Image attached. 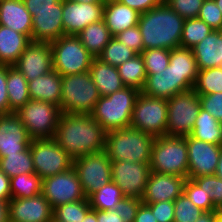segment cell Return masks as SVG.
<instances>
[{
	"mask_svg": "<svg viewBox=\"0 0 222 222\" xmlns=\"http://www.w3.org/2000/svg\"><path fill=\"white\" fill-rule=\"evenodd\" d=\"M73 168L87 198L112 181L111 161L105 151L73 159Z\"/></svg>",
	"mask_w": 222,
	"mask_h": 222,
	"instance_id": "7c38bea8",
	"label": "cell"
},
{
	"mask_svg": "<svg viewBox=\"0 0 222 222\" xmlns=\"http://www.w3.org/2000/svg\"><path fill=\"white\" fill-rule=\"evenodd\" d=\"M157 222H174V201H160L146 204Z\"/></svg>",
	"mask_w": 222,
	"mask_h": 222,
	"instance_id": "f907efd6",
	"label": "cell"
},
{
	"mask_svg": "<svg viewBox=\"0 0 222 222\" xmlns=\"http://www.w3.org/2000/svg\"><path fill=\"white\" fill-rule=\"evenodd\" d=\"M123 84L126 87H134L142 90L146 82L145 64L141 54L125 61L117 67Z\"/></svg>",
	"mask_w": 222,
	"mask_h": 222,
	"instance_id": "836d02e7",
	"label": "cell"
},
{
	"mask_svg": "<svg viewBox=\"0 0 222 222\" xmlns=\"http://www.w3.org/2000/svg\"><path fill=\"white\" fill-rule=\"evenodd\" d=\"M185 180V177L151 171L141 199L142 203L174 201L183 193Z\"/></svg>",
	"mask_w": 222,
	"mask_h": 222,
	"instance_id": "7402d4cb",
	"label": "cell"
},
{
	"mask_svg": "<svg viewBox=\"0 0 222 222\" xmlns=\"http://www.w3.org/2000/svg\"><path fill=\"white\" fill-rule=\"evenodd\" d=\"M11 198H30L42 193V179L36 173L10 178Z\"/></svg>",
	"mask_w": 222,
	"mask_h": 222,
	"instance_id": "e575fe53",
	"label": "cell"
},
{
	"mask_svg": "<svg viewBox=\"0 0 222 222\" xmlns=\"http://www.w3.org/2000/svg\"><path fill=\"white\" fill-rule=\"evenodd\" d=\"M10 199V178L0 170V201H9Z\"/></svg>",
	"mask_w": 222,
	"mask_h": 222,
	"instance_id": "11a10c76",
	"label": "cell"
},
{
	"mask_svg": "<svg viewBox=\"0 0 222 222\" xmlns=\"http://www.w3.org/2000/svg\"><path fill=\"white\" fill-rule=\"evenodd\" d=\"M90 209L88 198L69 202L53 208V220L56 222H82Z\"/></svg>",
	"mask_w": 222,
	"mask_h": 222,
	"instance_id": "f35d334b",
	"label": "cell"
},
{
	"mask_svg": "<svg viewBox=\"0 0 222 222\" xmlns=\"http://www.w3.org/2000/svg\"><path fill=\"white\" fill-rule=\"evenodd\" d=\"M0 170L9 178L20 174L35 173L30 147L22 152L0 157Z\"/></svg>",
	"mask_w": 222,
	"mask_h": 222,
	"instance_id": "1f68e13d",
	"label": "cell"
},
{
	"mask_svg": "<svg viewBox=\"0 0 222 222\" xmlns=\"http://www.w3.org/2000/svg\"><path fill=\"white\" fill-rule=\"evenodd\" d=\"M52 219L53 208L42 194L8 201L9 222H50Z\"/></svg>",
	"mask_w": 222,
	"mask_h": 222,
	"instance_id": "d6986e66",
	"label": "cell"
},
{
	"mask_svg": "<svg viewBox=\"0 0 222 222\" xmlns=\"http://www.w3.org/2000/svg\"><path fill=\"white\" fill-rule=\"evenodd\" d=\"M141 204V199L124 197L114 210L124 222H134L135 216Z\"/></svg>",
	"mask_w": 222,
	"mask_h": 222,
	"instance_id": "c3c4849f",
	"label": "cell"
},
{
	"mask_svg": "<svg viewBox=\"0 0 222 222\" xmlns=\"http://www.w3.org/2000/svg\"><path fill=\"white\" fill-rule=\"evenodd\" d=\"M172 10L182 18H198L200 8L205 0H163Z\"/></svg>",
	"mask_w": 222,
	"mask_h": 222,
	"instance_id": "f6af8a7d",
	"label": "cell"
},
{
	"mask_svg": "<svg viewBox=\"0 0 222 222\" xmlns=\"http://www.w3.org/2000/svg\"><path fill=\"white\" fill-rule=\"evenodd\" d=\"M76 36L94 58L101 55L105 46L113 38L103 19L89 24Z\"/></svg>",
	"mask_w": 222,
	"mask_h": 222,
	"instance_id": "f1b7e54d",
	"label": "cell"
},
{
	"mask_svg": "<svg viewBox=\"0 0 222 222\" xmlns=\"http://www.w3.org/2000/svg\"><path fill=\"white\" fill-rule=\"evenodd\" d=\"M100 97L90 72L62 76V113L91 114Z\"/></svg>",
	"mask_w": 222,
	"mask_h": 222,
	"instance_id": "8992f818",
	"label": "cell"
},
{
	"mask_svg": "<svg viewBox=\"0 0 222 222\" xmlns=\"http://www.w3.org/2000/svg\"><path fill=\"white\" fill-rule=\"evenodd\" d=\"M89 72L101 96H108L125 87L117 67L103 63L98 58L92 60Z\"/></svg>",
	"mask_w": 222,
	"mask_h": 222,
	"instance_id": "83f0119b",
	"label": "cell"
},
{
	"mask_svg": "<svg viewBox=\"0 0 222 222\" xmlns=\"http://www.w3.org/2000/svg\"><path fill=\"white\" fill-rule=\"evenodd\" d=\"M31 42L27 35L0 25V65L13 66Z\"/></svg>",
	"mask_w": 222,
	"mask_h": 222,
	"instance_id": "4316f807",
	"label": "cell"
},
{
	"mask_svg": "<svg viewBox=\"0 0 222 222\" xmlns=\"http://www.w3.org/2000/svg\"><path fill=\"white\" fill-rule=\"evenodd\" d=\"M138 55L134 50L119 42L113 37L103 49V52L98 57L103 63L118 67L125 61L130 60Z\"/></svg>",
	"mask_w": 222,
	"mask_h": 222,
	"instance_id": "ab89813d",
	"label": "cell"
},
{
	"mask_svg": "<svg viewBox=\"0 0 222 222\" xmlns=\"http://www.w3.org/2000/svg\"><path fill=\"white\" fill-rule=\"evenodd\" d=\"M74 2H85V3H105V0H70Z\"/></svg>",
	"mask_w": 222,
	"mask_h": 222,
	"instance_id": "be15d7a7",
	"label": "cell"
},
{
	"mask_svg": "<svg viewBox=\"0 0 222 222\" xmlns=\"http://www.w3.org/2000/svg\"><path fill=\"white\" fill-rule=\"evenodd\" d=\"M198 18L214 30L222 29V12L214 0H205Z\"/></svg>",
	"mask_w": 222,
	"mask_h": 222,
	"instance_id": "bcb514c9",
	"label": "cell"
},
{
	"mask_svg": "<svg viewBox=\"0 0 222 222\" xmlns=\"http://www.w3.org/2000/svg\"><path fill=\"white\" fill-rule=\"evenodd\" d=\"M190 136L201 141L222 146V123H219L208 111L200 108Z\"/></svg>",
	"mask_w": 222,
	"mask_h": 222,
	"instance_id": "4dcf8cb0",
	"label": "cell"
},
{
	"mask_svg": "<svg viewBox=\"0 0 222 222\" xmlns=\"http://www.w3.org/2000/svg\"><path fill=\"white\" fill-rule=\"evenodd\" d=\"M134 222H157L151 209L146 204H141Z\"/></svg>",
	"mask_w": 222,
	"mask_h": 222,
	"instance_id": "9f6ffc18",
	"label": "cell"
},
{
	"mask_svg": "<svg viewBox=\"0 0 222 222\" xmlns=\"http://www.w3.org/2000/svg\"><path fill=\"white\" fill-rule=\"evenodd\" d=\"M63 0L56 3V9L31 10L32 42H52L64 35L62 22Z\"/></svg>",
	"mask_w": 222,
	"mask_h": 222,
	"instance_id": "ffe728a7",
	"label": "cell"
},
{
	"mask_svg": "<svg viewBox=\"0 0 222 222\" xmlns=\"http://www.w3.org/2000/svg\"><path fill=\"white\" fill-rule=\"evenodd\" d=\"M27 81L53 70V52L50 42H31L13 65Z\"/></svg>",
	"mask_w": 222,
	"mask_h": 222,
	"instance_id": "2e32d148",
	"label": "cell"
},
{
	"mask_svg": "<svg viewBox=\"0 0 222 222\" xmlns=\"http://www.w3.org/2000/svg\"><path fill=\"white\" fill-rule=\"evenodd\" d=\"M150 169L152 172L171 174L187 179L188 148L185 137H155L151 148Z\"/></svg>",
	"mask_w": 222,
	"mask_h": 222,
	"instance_id": "5b68a950",
	"label": "cell"
},
{
	"mask_svg": "<svg viewBox=\"0 0 222 222\" xmlns=\"http://www.w3.org/2000/svg\"><path fill=\"white\" fill-rule=\"evenodd\" d=\"M62 76L55 70L28 81L29 95L33 100L50 102L60 106Z\"/></svg>",
	"mask_w": 222,
	"mask_h": 222,
	"instance_id": "484cf974",
	"label": "cell"
},
{
	"mask_svg": "<svg viewBox=\"0 0 222 222\" xmlns=\"http://www.w3.org/2000/svg\"><path fill=\"white\" fill-rule=\"evenodd\" d=\"M114 37L137 54H141L144 51L142 35L138 25L130 27Z\"/></svg>",
	"mask_w": 222,
	"mask_h": 222,
	"instance_id": "7dc6e473",
	"label": "cell"
},
{
	"mask_svg": "<svg viewBox=\"0 0 222 222\" xmlns=\"http://www.w3.org/2000/svg\"><path fill=\"white\" fill-rule=\"evenodd\" d=\"M26 9L30 12L31 10H45V9H56V3L59 0H23Z\"/></svg>",
	"mask_w": 222,
	"mask_h": 222,
	"instance_id": "db71d44e",
	"label": "cell"
},
{
	"mask_svg": "<svg viewBox=\"0 0 222 222\" xmlns=\"http://www.w3.org/2000/svg\"><path fill=\"white\" fill-rule=\"evenodd\" d=\"M201 108L213 115L219 123H222V92L199 95Z\"/></svg>",
	"mask_w": 222,
	"mask_h": 222,
	"instance_id": "681fc988",
	"label": "cell"
},
{
	"mask_svg": "<svg viewBox=\"0 0 222 222\" xmlns=\"http://www.w3.org/2000/svg\"><path fill=\"white\" fill-rule=\"evenodd\" d=\"M216 222H222V213L217 217Z\"/></svg>",
	"mask_w": 222,
	"mask_h": 222,
	"instance_id": "03108f58",
	"label": "cell"
},
{
	"mask_svg": "<svg viewBox=\"0 0 222 222\" xmlns=\"http://www.w3.org/2000/svg\"><path fill=\"white\" fill-rule=\"evenodd\" d=\"M167 99L139 94L132 111L130 127L154 137L166 135Z\"/></svg>",
	"mask_w": 222,
	"mask_h": 222,
	"instance_id": "30bf717a",
	"label": "cell"
},
{
	"mask_svg": "<svg viewBox=\"0 0 222 222\" xmlns=\"http://www.w3.org/2000/svg\"><path fill=\"white\" fill-rule=\"evenodd\" d=\"M183 193L191 200V202L200 208L204 212L218 211L213 202L211 201L209 194L193 180L187 178L183 186Z\"/></svg>",
	"mask_w": 222,
	"mask_h": 222,
	"instance_id": "b9f144b4",
	"label": "cell"
},
{
	"mask_svg": "<svg viewBox=\"0 0 222 222\" xmlns=\"http://www.w3.org/2000/svg\"><path fill=\"white\" fill-rule=\"evenodd\" d=\"M140 13L118 0H105L103 20L114 37L124 30L138 25Z\"/></svg>",
	"mask_w": 222,
	"mask_h": 222,
	"instance_id": "cb8c5ba5",
	"label": "cell"
},
{
	"mask_svg": "<svg viewBox=\"0 0 222 222\" xmlns=\"http://www.w3.org/2000/svg\"><path fill=\"white\" fill-rule=\"evenodd\" d=\"M50 44L53 52V70L61 76L90 71L94 57L76 35H63Z\"/></svg>",
	"mask_w": 222,
	"mask_h": 222,
	"instance_id": "52a82bcc",
	"label": "cell"
},
{
	"mask_svg": "<svg viewBox=\"0 0 222 222\" xmlns=\"http://www.w3.org/2000/svg\"><path fill=\"white\" fill-rule=\"evenodd\" d=\"M141 56L145 64L146 74H156V71H163L168 67L170 50L162 48L144 49Z\"/></svg>",
	"mask_w": 222,
	"mask_h": 222,
	"instance_id": "60d3db41",
	"label": "cell"
},
{
	"mask_svg": "<svg viewBox=\"0 0 222 222\" xmlns=\"http://www.w3.org/2000/svg\"><path fill=\"white\" fill-rule=\"evenodd\" d=\"M7 65H0V114H9V102L7 93Z\"/></svg>",
	"mask_w": 222,
	"mask_h": 222,
	"instance_id": "816d5d0a",
	"label": "cell"
},
{
	"mask_svg": "<svg viewBox=\"0 0 222 222\" xmlns=\"http://www.w3.org/2000/svg\"><path fill=\"white\" fill-rule=\"evenodd\" d=\"M191 49L198 70L222 67V35L220 30H213Z\"/></svg>",
	"mask_w": 222,
	"mask_h": 222,
	"instance_id": "d4e9b609",
	"label": "cell"
},
{
	"mask_svg": "<svg viewBox=\"0 0 222 222\" xmlns=\"http://www.w3.org/2000/svg\"><path fill=\"white\" fill-rule=\"evenodd\" d=\"M141 93L134 87H124L108 96H101L91 116L107 132L130 127L132 111Z\"/></svg>",
	"mask_w": 222,
	"mask_h": 222,
	"instance_id": "277c9868",
	"label": "cell"
},
{
	"mask_svg": "<svg viewBox=\"0 0 222 222\" xmlns=\"http://www.w3.org/2000/svg\"><path fill=\"white\" fill-rule=\"evenodd\" d=\"M107 131L91 114L62 113L54 139L73 159L105 151Z\"/></svg>",
	"mask_w": 222,
	"mask_h": 222,
	"instance_id": "6da1fadb",
	"label": "cell"
},
{
	"mask_svg": "<svg viewBox=\"0 0 222 222\" xmlns=\"http://www.w3.org/2000/svg\"><path fill=\"white\" fill-rule=\"evenodd\" d=\"M7 93L9 114L19 110L31 98L29 95L28 81L15 67L7 65Z\"/></svg>",
	"mask_w": 222,
	"mask_h": 222,
	"instance_id": "f546056e",
	"label": "cell"
},
{
	"mask_svg": "<svg viewBox=\"0 0 222 222\" xmlns=\"http://www.w3.org/2000/svg\"><path fill=\"white\" fill-rule=\"evenodd\" d=\"M221 213L220 211L203 212L196 222H216Z\"/></svg>",
	"mask_w": 222,
	"mask_h": 222,
	"instance_id": "680465c9",
	"label": "cell"
},
{
	"mask_svg": "<svg viewBox=\"0 0 222 222\" xmlns=\"http://www.w3.org/2000/svg\"><path fill=\"white\" fill-rule=\"evenodd\" d=\"M121 4L129 6L140 14L160 5L163 0H118Z\"/></svg>",
	"mask_w": 222,
	"mask_h": 222,
	"instance_id": "f5cc1de1",
	"label": "cell"
},
{
	"mask_svg": "<svg viewBox=\"0 0 222 222\" xmlns=\"http://www.w3.org/2000/svg\"><path fill=\"white\" fill-rule=\"evenodd\" d=\"M215 175H217L219 178L222 179V148H221V153H220V157H219V161L217 164V169H216Z\"/></svg>",
	"mask_w": 222,
	"mask_h": 222,
	"instance_id": "6125c7cd",
	"label": "cell"
},
{
	"mask_svg": "<svg viewBox=\"0 0 222 222\" xmlns=\"http://www.w3.org/2000/svg\"><path fill=\"white\" fill-rule=\"evenodd\" d=\"M82 222H97V210L90 209Z\"/></svg>",
	"mask_w": 222,
	"mask_h": 222,
	"instance_id": "94428289",
	"label": "cell"
},
{
	"mask_svg": "<svg viewBox=\"0 0 222 222\" xmlns=\"http://www.w3.org/2000/svg\"><path fill=\"white\" fill-rule=\"evenodd\" d=\"M124 197L117 184L111 181L92 193L88 199L92 209L108 211L114 210Z\"/></svg>",
	"mask_w": 222,
	"mask_h": 222,
	"instance_id": "d590c367",
	"label": "cell"
},
{
	"mask_svg": "<svg viewBox=\"0 0 222 222\" xmlns=\"http://www.w3.org/2000/svg\"><path fill=\"white\" fill-rule=\"evenodd\" d=\"M191 89L193 86L184 76L168 65L163 71H156V74L147 75L141 92L149 97L168 100L176 94Z\"/></svg>",
	"mask_w": 222,
	"mask_h": 222,
	"instance_id": "ac0fdd59",
	"label": "cell"
},
{
	"mask_svg": "<svg viewBox=\"0 0 222 222\" xmlns=\"http://www.w3.org/2000/svg\"><path fill=\"white\" fill-rule=\"evenodd\" d=\"M0 25L25 34L31 39L32 15L23 0H0Z\"/></svg>",
	"mask_w": 222,
	"mask_h": 222,
	"instance_id": "603a6c76",
	"label": "cell"
},
{
	"mask_svg": "<svg viewBox=\"0 0 222 222\" xmlns=\"http://www.w3.org/2000/svg\"><path fill=\"white\" fill-rule=\"evenodd\" d=\"M52 208L86 199L74 168L42 180V193Z\"/></svg>",
	"mask_w": 222,
	"mask_h": 222,
	"instance_id": "4fadbf2b",
	"label": "cell"
},
{
	"mask_svg": "<svg viewBox=\"0 0 222 222\" xmlns=\"http://www.w3.org/2000/svg\"><path fill=\"white\" fill-rule=\"evenodd\" d=\"M29 147L35 173L42 180L73 167V158L54 138L32 139Z\"/></svg>",
	"mask_w": 222,
	"mask_h": 222,
	"instance_id": "8fae6325",
	"label": "cell"
},
{
	"mask_svg": "<svg viewBox=\"0 0 222 222\" xmlns=\"http://www.w3.org/2000/svg\"><path fill=\"white\" fill-rule=\"evenodd\" d=\"M169 65L194 86L199 70L192 49L179 47L170 50Z\"/></svg>",
	"mask_w": 222,
	"mask_h": 222,
	"instance_id": "d6a6232c",
	"label": "cell"
},
{
	"mask_svg": "<svg viewBox=\"0 0 222 222\" xmlns=\"http://www.w3.org/2000/svg\"><path fill=\"white\" fill-rule=\"evenodd\" d=\"M31 141L32 138L15 112L1 115L0 157L24 151L30 146Z\"/></svg>",
	"mask_w": 222,
	"mask_h": 222,
	"instance_id": "44dd1931",
	"label": "cell"
},
{
	"mask_svg": "<svg viewBox=\"0 0 222 222\" xmlns=\"http://www.w3.org/2000/svg\"><path fill=\"white\" fill-rule=\"evenodd\" d=\"M193 180L206 192L209 194L214 207L222 212V179L217 175H203Z\"/></svg>",
	"mask_w": 222,
	"mask_h": 222,
	"instance_id": "ee69618b",
	"label": "cell"
},
{
	"mask_svg": "<svg viewBox=\"0 0 222 222\" xmlns=\"http://www.w3.org/2000/svg\"><path fill=\"white\" fill-rule=\"evenodd\" d=\"M188 148V175L193 179L203 175H214L221 153V145L185 136Z\"/></svg>",
	"mask_w": 222,
	"mask_h": 222,
	"instance_id": "9a60e30c",
	"label": "cell"
},
{
	"mask_svg": "<svg viewBox=\"0 0 222 222\" xmlns=\"http://www.w3.org/2000/svg\"><path fill=\"white\" fill-rule=\"evenodd\" d=\"M167 107L166 135L189 136L201 108L196 91L191 89L174 95L167 100Z\"/></svg>",
	"mask_w": 222,
	"mask_h": 222,
	"instance_id": "9c48e42d",
	"label": "cell"
},
{
	"mask_svg": "<svg viewBox=\"0 0 222 222\" xmlns=\"http://www.w3.org/2000/svg\"><path fill=\"white\" fill-rule=\"evenodd\" d=\"M203 212L184 193L174 200V222H196Z\"/></svg>",
	"mask_w": 222,
	"mask_h": 222,
	"instance_id": "7bdbcfd3",
	"label": "cell"
},
{
	"mask_svg": "<svg viewBox=\"0 0 222 222\" xmlns=\"http://www.w3.org/2000/svg\"><path fill=\"white\" fill-rule=\"evenodd\" d=\"M15 113L32 139L54 138L62 114L58 105L33 99Z\"/></svg>",
	"mask_w": 222,
	"mask_h": 222,
	"instance_id": "ba28073f",
	"label": "cell"
},
{
	"mask_svg": "<svg viewBox=\"0 0 222 222\" xmlns=\"http://www.w3.org/2000/svg\"><path fill=\"white\" fill-rule=\"evenodd\" d=\"M193 89L198 95L222 92V67L199 70Z\"/></svg>",
	"mask_w": 222,
	"mask_h": 222,
	"instance_id": "74e56055",
	"label": "cell"
},
{
	"mask_svg": "<svg viewBox=\"0 0 222 222\" xmlns=\"http://www.w3.org/2000/svg\"><path fill=\"white\" fill-rule=\"evenodd\" d=\"M150 173V163L111 161L112 181L125 197L142 199Z\"/></svg>",
	"mask_w": 222,
	"mask_h": 222,
	"instance_id": "5bb4252c",
	"label": "cell"
},
{
	"mask_svg": "<svg viewBox=\"0 0 222 222\" xmlns=\"http://www.w3.org/2000/svg\"><path fill=\"white\" fill-rule=\"evenodd\" d=\"M155 137L138 129H114L106 134L105 152L110 161L150 163Z\"/></svg>",
	"mask_w": 222,
	"mask_h": 222,
	"instance_id": "3957f363",
	"label": "cell"
},
{
	"mask_svg": "<svg viewBox=\"0 0 222 222\" xmlns=\"http://www.w3.org/2000/svg\"><path fill=\"white\" fill-rule=\"evenodd\" d=\"M213 30L214 29L199 18L185 19L181 35V47L188 49L193 48Z\"/></svg>",
	"mask_w": 222,
	"mask_h": 222,
	"instance_id": "8d00e7d4",
	"label": "cell"
},
{
	"mask_svg": "<svg viewBox=\"0 0 222 222\" xmlns=\"http://www.w3.org/2000/svg\"><path fill=\"white\" fill-rule=\"evenodd\" d=\"M0 222L8 221V201H0Z\"/></svg>",
	"mask_w": 222,
	"mask_h": 222,
	"instance_id": "91938a15",
	"label": "cell"
},
{
	"mask_svg": "<svg viewBox=\"0 0 222 222\" xmlns=\"http://www.w3.org/2000/svg\"><path fill=\"white\" fill-rule=\"evenodd\" d=\"M185 19L164 1L141 13L138 21L144 49L172 50L181 47V35Z\"/></svg>",
	"mask_w": 222,
	"mask_h": 222,
	"instance_id": "7a4b0ae2",
	"label": "cell"
},
{
	"mask_svg": "<svg viewBox=\"0 0 222 222\" xmlns=\"http://www.w3.org/2000/svg\"><path fill=\"white\" fill-rule=\"evenodd\" d=\"M216 5L220 8V11L222 12V0H214Z\"/></svg>",
	"mask_w": 222,
	"mask_h": 222,
	"instance_id": "e7e4bbea",
	"label": "cell"
},
{
	"mask_svg": "<svg viewBox=\"0 0 222 222\" xmlns=\"http://www.w3.org/2000/svg\"><path fill=\"white\" fill-rule=\"evenodd\" d=\"M105 3H85L63 0L64 35H77L89 24L103 19Z\"/></svg>",
	"mask_w": 222,
	"mask_h": 222,
	"instance_id": "e0dca14e",
	"label": "cell"
},
{
	"mask_svg": "<svg viewBox=\"0 0 222 222\" xmlns=\"http://www.w3.org/2000/svg\"><path fill=\"white\" fill-rule=\"evenodd\" d=\"M97 222H124L115 210H97Z\"/></svg>",
	"mask_w": 222,
	"mask_h": 222,
	"instance_id": "6f0895ef",
	"label": "cell"
}]
</instances>
